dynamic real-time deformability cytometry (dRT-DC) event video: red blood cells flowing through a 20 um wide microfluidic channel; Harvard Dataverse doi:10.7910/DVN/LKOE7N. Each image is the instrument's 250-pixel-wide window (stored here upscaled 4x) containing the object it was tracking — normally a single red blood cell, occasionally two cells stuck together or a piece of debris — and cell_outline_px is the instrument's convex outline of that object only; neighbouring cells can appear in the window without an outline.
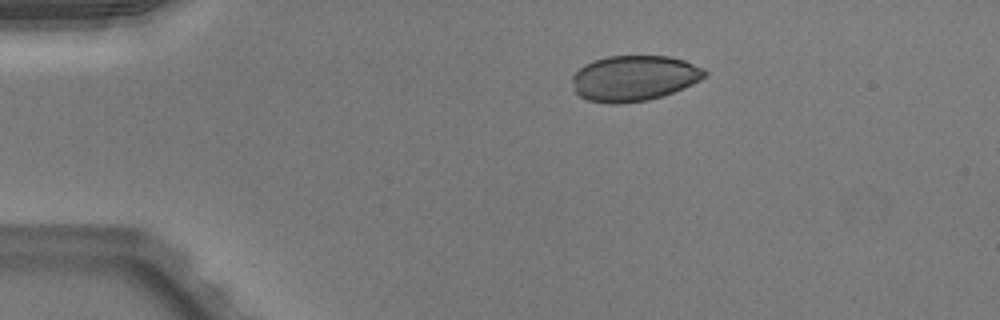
{"species": "Egyptian fruit bat (a non-hibernating species)", "species_latin": "Rousettus aegyptiacus", "temperature_condition": "warm", "stored_images_in_passage": 7, "camera_frame_rate_fps": 3000, "um_per_image_px": 0.085, "animal": {"sex": "male"}, "frame": {"image": 1, "passage_image": 1, "time_ms": 0.0, "image_size_px": [1000, 320], "cell_outline_px": [[708, 72], [700, 80], [684, 88], [648, 100], [620, 104], [608, 104], [588, 100], [580, 96], [576, 92], [572, 80], [572, 76], [584, 64], [592, 60], [608, 56], [668, 56], [684, 60], [704, 68]], "centroid_in_image_um": [53.89, 6.64], "position_along_channel_um": 31.1, "area_um2": 35.2}}